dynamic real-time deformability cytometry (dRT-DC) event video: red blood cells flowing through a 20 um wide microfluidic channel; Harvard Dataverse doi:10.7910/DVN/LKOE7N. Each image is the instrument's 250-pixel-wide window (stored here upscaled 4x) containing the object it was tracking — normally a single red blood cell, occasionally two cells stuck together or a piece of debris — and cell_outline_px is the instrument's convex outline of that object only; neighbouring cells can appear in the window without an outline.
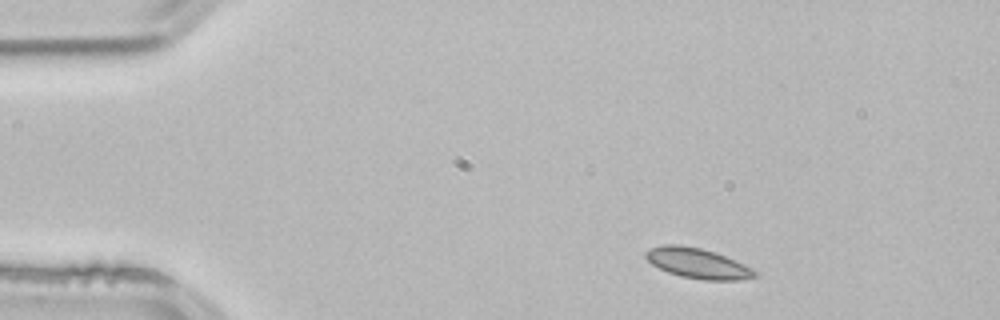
{"species": "common noctule bat (a hibernating species)", "species_latin": "Nyctalus noctula", "temperature_condition": "room temperature", "stored_images_in_passage": 3, "camera_frame_rate_fps": 3000, "um_per_image_px": 0.085, "animal": {"sex": "male", "body_mass_g": 21.5, "forearm_length_mm": 52.0}, "frame": {"image": 1, "passage_image": 1, "time_ms": 0.0, "image_size_px": [1000, 320], "cell_outline_px": [[756, 276], [740, 280], [704, 280], [680, 276], [668, 272], [652, 264], [644, 256], [644, 252], [652, 248], [664, 244], [680, 244], [700, 248], [716, 252], [744, 264], [752, 268], [756, 272]], "centroid_in_image_um": [59.29, 22.37], "position_along_channel_um": 25.7, "area_um2": 19.13}}
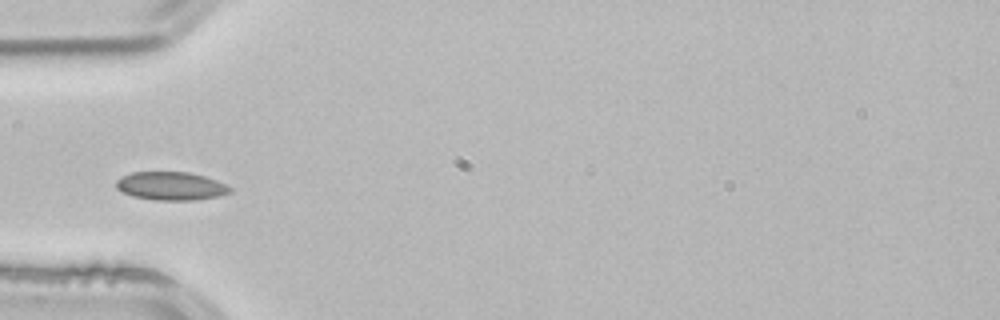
{"frame": {"image": 2, "passage_image": 3, "time_ms": 0.667, "image_size_px": [1000, 320], "cell_outline_px": [[232, 192], [216, 196], [192, 200], [156, 200], [132, 196], [120, 192], [116, 188], [116, 180], [120, 176], [132, 172], [188, 172], [204, 176], [216, 180], [232, 188]], "centroid_in_image_um": [14.47, 15.8], "position_along_channel_um": 70.5, "area_um2": 18.79}}